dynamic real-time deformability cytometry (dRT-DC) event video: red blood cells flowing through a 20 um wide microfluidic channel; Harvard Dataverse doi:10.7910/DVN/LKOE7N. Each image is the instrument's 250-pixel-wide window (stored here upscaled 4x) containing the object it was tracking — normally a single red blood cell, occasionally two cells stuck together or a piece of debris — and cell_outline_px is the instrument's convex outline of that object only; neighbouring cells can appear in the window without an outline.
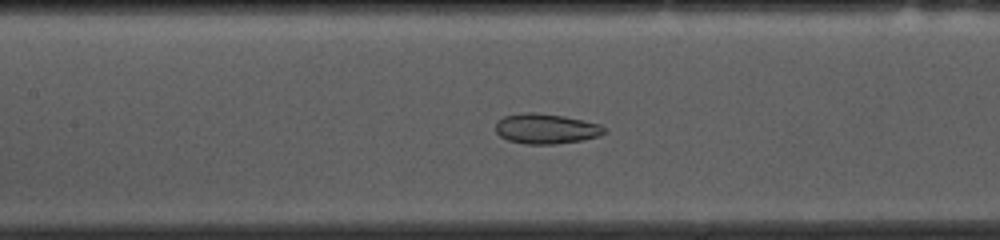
{"species": "common noctule bat (a hibernating species)", "species_latin": "Nyctalus noctula", "temperature_condition": "cold", "stored_images_in_passage": 53, "camera_frame_rate_fps": 3000, "um_per_image_px": 0.085, "animal": {"sex": "female", "body_mass_g": 10.0, "forearm_length_mm": 53.1}, "frame": {"image": 1, "passage_image": 23, "time_ms": 7.333, "image_size_px": [1000, 240], "cell_outline_px": [[608, 132], [600, 136], [584, 140], [556, 144], [528, 144], [508, 140], [500, 136], [496, 132], [496, 120], [504, 116], [528, 112], [536, 112], [564, 116], [584, 120], [600, 124]], "centroid_in_image_um": [46.44, 10.94], "position_along_channel_um": 161.0, "area_um2": 19.25}}
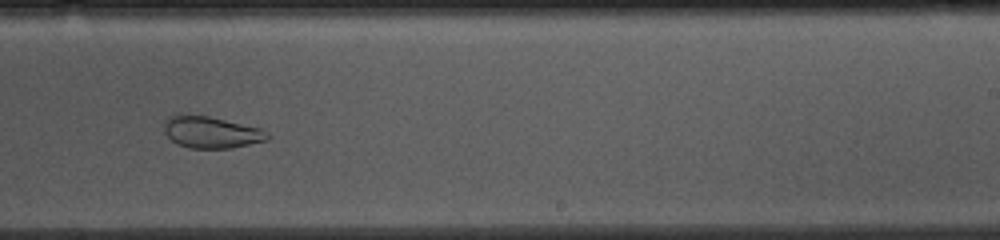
{"frame": {"image": 2, "passage_image": 32, "time_ms": 10.333, "image_size_px": [1000, 240], "cell_outline_px": [[272, 136], [268, 140], [232, 148], [188, 148], [176, 144], [164, 132], [164, 120], [168, 116], [180, 112], [184, 112], [208, 116], [260, 128], [268, 132]], "centroid_in_image_um": [17.91, 11.22], "position_along_channel_um": 271.1, "area_um2": 19.59}}
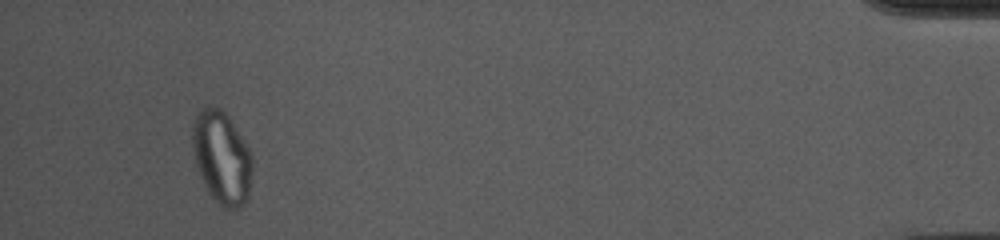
{"frame": {"image": 3, "passage_image": 50, "time_ms": 16.333, "image_size_px": [1000, 240], "cell_outline_px": [[252, 172], [248, 200], [244, 204], [236, 208], [224, 208], [208, 192], [200, 176], [196, 164], [192, 144], [192, 128], [196, 116], [208, 104], [220, 108], [228, 116], [236, 128], [248, 148], [252, 156]], "centroid_in_image_um": [18.86, 13.39], "position_along_channel_um": 416.3, "area_um2": 32.14}}